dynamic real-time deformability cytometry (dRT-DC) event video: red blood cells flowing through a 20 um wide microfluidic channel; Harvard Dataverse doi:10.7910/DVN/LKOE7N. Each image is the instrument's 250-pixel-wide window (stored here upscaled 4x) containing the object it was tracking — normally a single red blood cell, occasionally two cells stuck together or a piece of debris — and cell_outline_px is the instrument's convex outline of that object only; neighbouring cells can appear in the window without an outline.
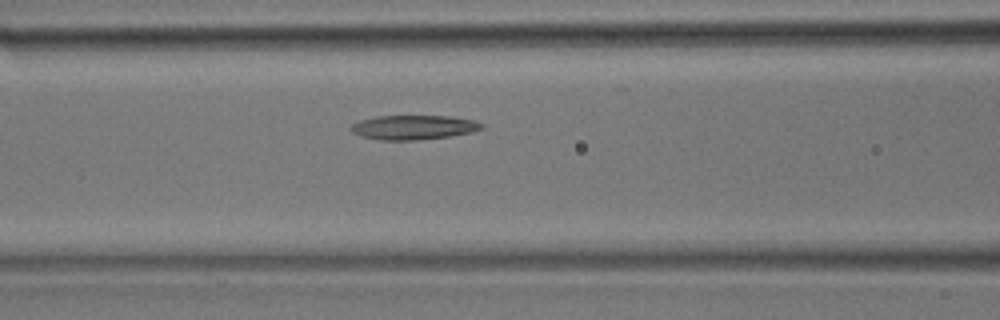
{"species": "common noctule bat (a hibernating species)", "species_latin": "Nyctalus noctula", "temperature_condition": "room temperature", "stored_images_in_passage": 35, "segment_of_instrument_passage": [1, 2], "camera_frame_rate_fps": 3000, "um_per_image_px": 0.085, "animal": {"sex": "male", "body_mass_g": 17.9}, "frame": {"image": 1, "passage_image": 12, "time_ms": 3.667, "image_size_px": [1000, 320], "cell_outline_px": [[484, 128], [472, 132], [448, 136], [420, 140], [380, 140], [360, 136], [352, 132], [348, 128], [352, 124], [360, 120], [376, 116], [448, 116], [472, 120], [484, 124]], "centroid_in_image_um": [35.12, 10.83], "position_along_channel_um": 131.5, "area_um2": 18.61}}
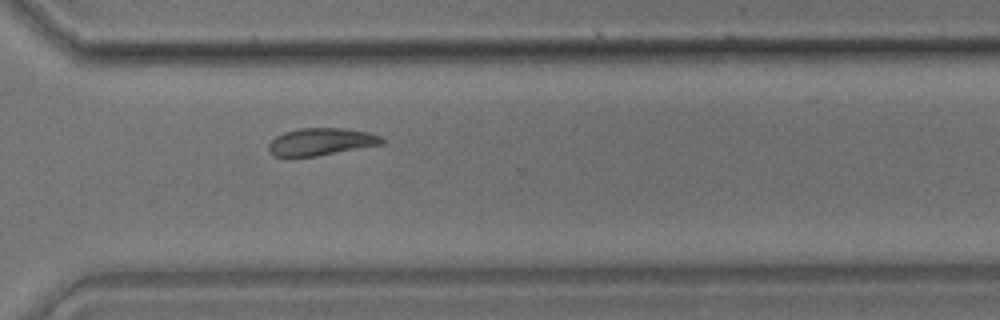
{"frame": {"image": 2, "passage_image": 24, "time_ms": 7.667, "image_size_px": [1000, 320], "cell_outline_px": [[384, 144], [316, 156], [288, 160], [272, 156], [268, 152], [268, 144], [276, 136], [284, 132], [300, 128], [344, 128], [368, 132], [380, 136], [384, 140]], "centroid_in_image_um": [27.19, 12.09], "position_along_channel_um": 343.4, "area_um2": 18.67}}
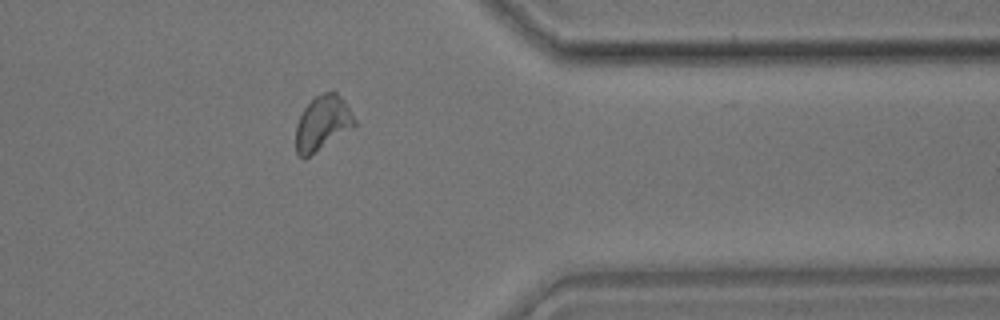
{"frame": {"image": 3, "passage_image": 27, "time_ms": 8.667, "image_size_px": [1000, 320], "cell_outline_px": [[356, 128], [304, 160], [296, 152], [296, 124], [304, 108], [316, 96], [324, 92], [336, 92], [348, 104], [356, 120]], "centroid_in_image_um": [27.46, 10.5], "position_along_channel_um": 383.9, "area_um2": 19.19}}